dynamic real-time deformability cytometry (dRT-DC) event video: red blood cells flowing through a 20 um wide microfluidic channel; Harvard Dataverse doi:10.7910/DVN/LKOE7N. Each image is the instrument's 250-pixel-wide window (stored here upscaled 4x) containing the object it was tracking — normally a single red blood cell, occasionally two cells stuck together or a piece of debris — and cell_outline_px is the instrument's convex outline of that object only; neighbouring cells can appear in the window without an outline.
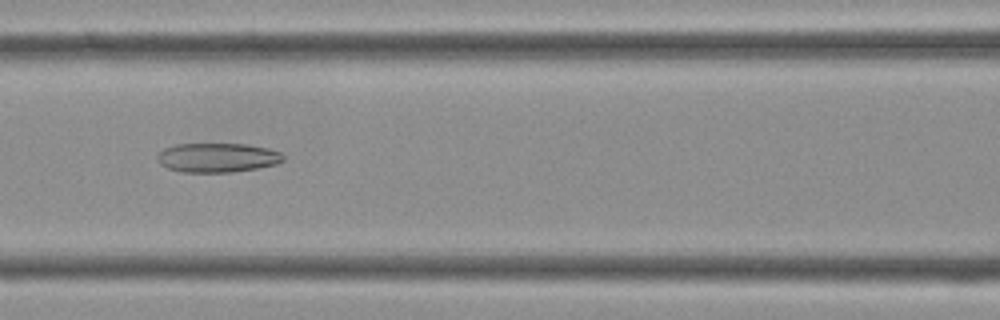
{"species": "Egyptian fruit bat (a non-hibernating species)", "species_latin": "Rousettus aegyptiacus", "temperature_condition": "cold", "stored_images_in_passage": 38, "camera_frame_rate_fps": 3000, "um_per_image_px": 0.085, "frame": {"image": 1, "passage_image": 18, "time_ms": 5.667, "image_size_px": [1000, 320], "cell_outline_px": [[284, 160], [276, 164], [256, 168], [232, 172], [180, 172], [168, 168], [160, 164], [156, 160], [156, 156], [164, 148], [176, 144], [244, 144], [268, 148], [280, 152], [284, 156]], "centroid_in_image_um": [18.45, 13.4], "position_along_channel_um": 148.1, "area_um2": 21.5}}
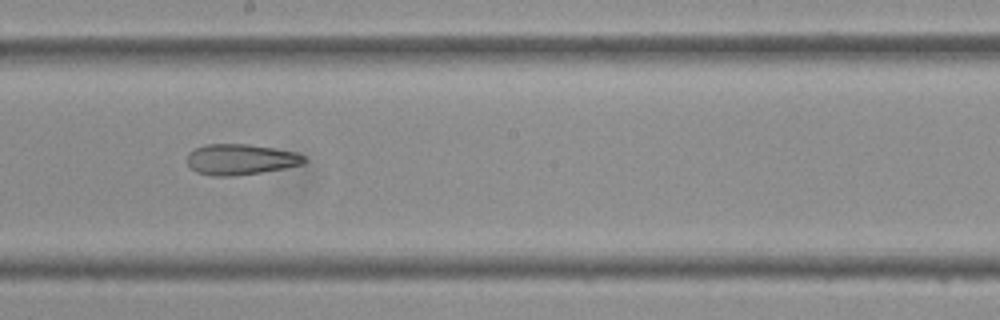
{"frame": {"image": 2, "passage_image": 23, "time_ms": 7.333, "image_size_px": [1000, 320], "cell_outline_px": [[308, 160], [300, 164], [284, 168], [260, 172], [232, 176], [212, 176], [196, 172], [188, 164], [188, 152], [204, 144], [248, 144], [296, 152], [304, 156]], "centroid_in_image_um": [20.43, 13.55], "position_along_channel_um": 227.8, "area_um2": 20.81}}
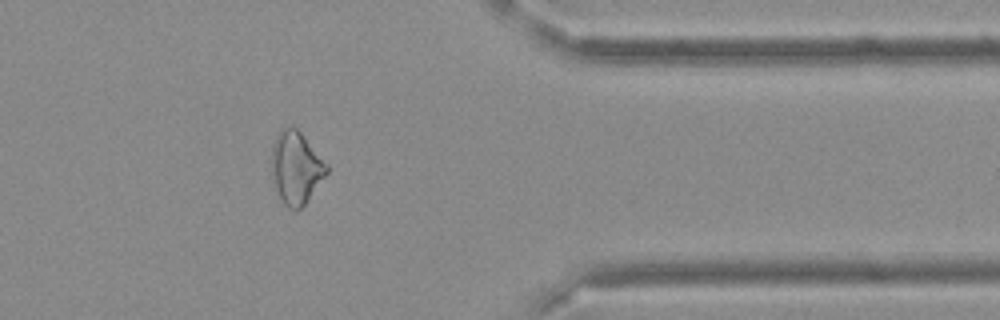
{"frame": {"image": 3, "passage_image": 34, "time_ms": 11.0, "image_size_px": [1000, 320], "cell_outline_px": [[328, 172], [308, 200], [296, 212], [288, 208], [284, 204], [272, 188], [272, 144], [280, 128], [292, 124], [304, 136], [328, 164]], "centroid_in_image_um": [25.13, 14.26], "position_along_channel_um": 386.3, "area_um2": 23.76}}